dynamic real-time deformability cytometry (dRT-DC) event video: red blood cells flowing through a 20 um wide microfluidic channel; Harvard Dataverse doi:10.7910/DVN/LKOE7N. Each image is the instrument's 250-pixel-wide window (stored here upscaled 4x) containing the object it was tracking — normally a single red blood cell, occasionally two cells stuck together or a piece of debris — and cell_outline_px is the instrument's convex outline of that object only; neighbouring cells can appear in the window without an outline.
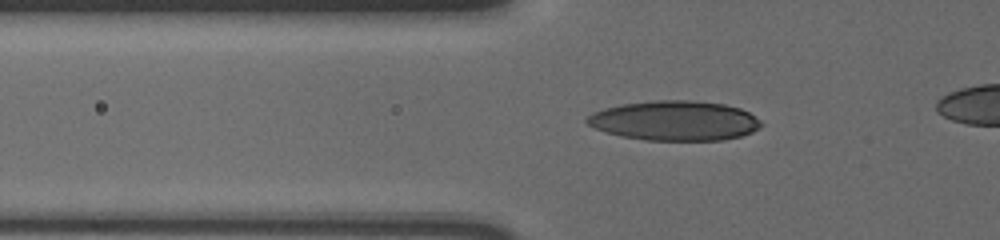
{"species": "human", "species_latin": "Homo sapiens", "temperature_condition": "cold", "stored_images_in_passage": 43, "camera_frame_rate_fps": 3000, "um_per_image_px": 0.085, "donor": {"sex": "male"}, "frame": {"image": 1, "passage_image": 11, "time_ms": 3.333, "image_size_px": [1000, 240], "cell_outline_px": [[764, 124], [752, 132], [740, 136], [724, 140], [644, 140], [624, 136], [608, 132], [596, 128], [588, 124], [584, 120], [592, 112], [604, 108], [624, 104], [656, 100], [692, 100], [724, 104], [740, 108], [748, 112], [760, 120]], "centroid_in_image_um": [57.37, 10.25], "position_along_channel_um": 68.4, "area_um2": 40.17}}
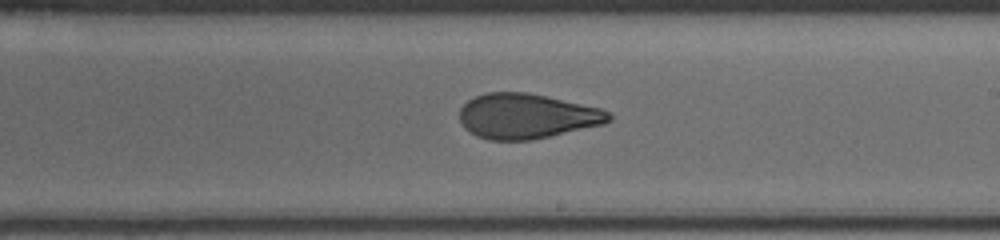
{"frame": {"image": 2, "passage_image": 26, "time_ms": 8.333, "image_size_px": [1000, 240], "cell_outline_px": [[612, 120], [604, 124], [532, 140], [488, 140], [476, 136], [464, 128], [460, 120], [460, 108], [468, 100], [484, 92], [528, 92], [548, 96], [600, 108], [608, 112], [612, 116]], "centroid_in_image_um": [44.76, 9.87], "position_along_channel_um": 244.2, "area_um2": 39.3}}
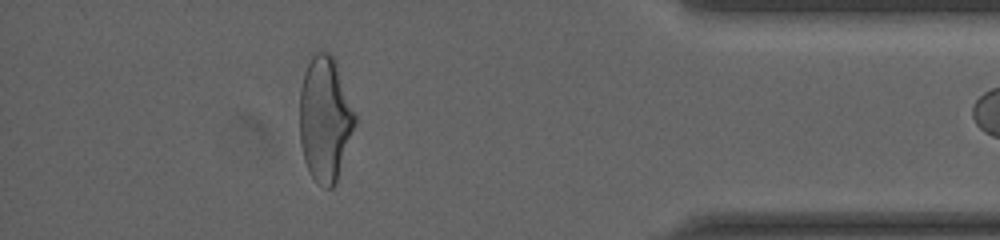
{"frame": {"image": 3, "passage_image": 42, "time_ms": 13.667, "image_size_px": [1000, 240], "cell_outline_px": [[356, 124], [336, 184], [332, 188], [324, 188], [308, 172], [304, 160], [300, 144], [300, 88], [304, 72], [312, 56], [316, 52], [328, 52], [332, 56], [356, 116]], "centroid_in_image_um": [27.61, 10.18], "position_along_channel_um": 407.6, "area_um2": 39.94}}